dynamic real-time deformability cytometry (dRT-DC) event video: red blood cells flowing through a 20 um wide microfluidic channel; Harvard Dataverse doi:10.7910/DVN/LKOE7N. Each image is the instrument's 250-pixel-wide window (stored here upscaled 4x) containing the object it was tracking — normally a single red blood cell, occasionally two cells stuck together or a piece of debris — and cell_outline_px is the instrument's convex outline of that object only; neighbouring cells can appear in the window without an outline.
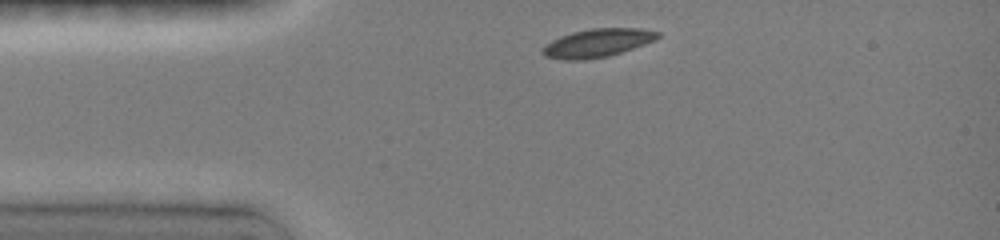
{"species": "common noctule bat (a hibernating species)", "species_latin": "Nyctalus noctula", "temperature_condition": "room temperature", "stored_images_in_passage": 11, "camera_frame_rate_fps": 3000, "um_per_image_px": 0.085, "animal": {"sex": "female", "body_mass_g": 19.0, "forearm_length_mm": 51.5}, "frame": {"image": 1, "passage_image": 1, "time_ms": 0.0, "image_size_px": [1000, 240], "cell_outline_px": [[660, 36], [644, 44], [608, 56], [572, 60], [564, 60], [544, 56], [540, 52], [552, 40], [560, 36], [572, 32], [592, 28], [640, 28], [660, 32]], "centroid_in_image_um": [50.76, 3.64], "position_along_channel_um": 34.2, "area_um2": 18.61}}
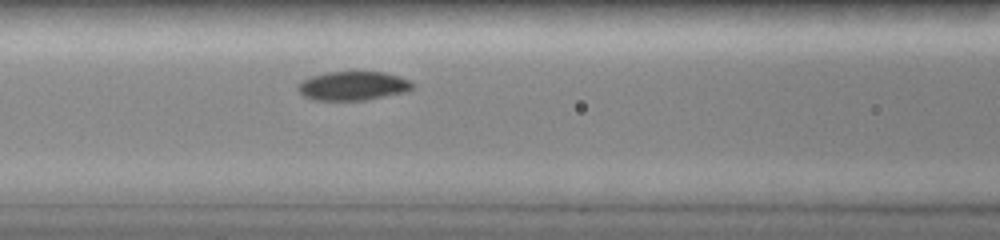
{"frame": {"image": 2, "passage_image": 11, "time_ms": 3.333, "image_size_px": [1000, 240], "cell_outline_px": [[412, 88], [404, 92], [364, 100], [316, 100], [304, 96], [300, 92], [300, 84], [304, 80], [312, 76], [328, 72], [384, 72], [408, 80], [412, 84]], "centroid_in_image_um": [30.0, 7.3], "position_along_channel_um": 136.6, "area_um2": 18.73}}